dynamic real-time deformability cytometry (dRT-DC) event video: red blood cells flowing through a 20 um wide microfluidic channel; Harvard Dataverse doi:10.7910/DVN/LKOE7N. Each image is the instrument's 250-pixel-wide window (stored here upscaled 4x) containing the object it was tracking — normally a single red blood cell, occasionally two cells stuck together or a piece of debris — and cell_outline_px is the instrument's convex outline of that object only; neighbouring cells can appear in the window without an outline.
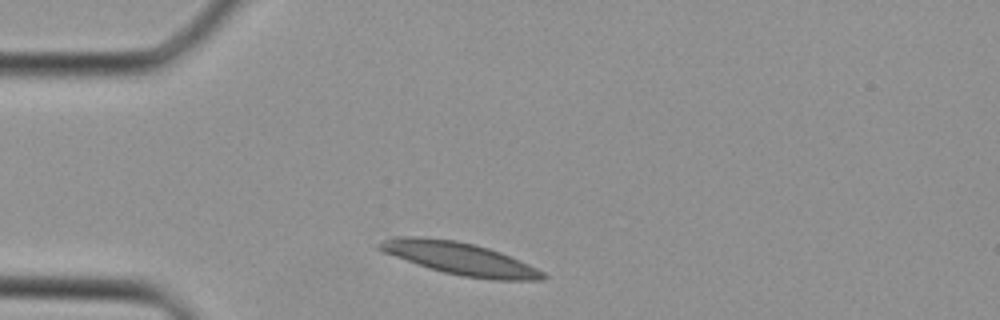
{"species": "Egyptian fruit bat (a non-hibernating species)", "species_latin": "Rousettus aegyptiacus", "temperature_condition": "cold", "stored_images_in_passage": 31, "camera_frame_rate_fps": 3000, "um_per_image_px": 0.085, "animal": {"sex": "female"}, "frame": {"image": 1, "passage_image": 1, "time_ms": 0.0, "image_size_px": [1000, 320], "cell_outline_px": [[548, 276], [544, 280], [492, 280], [460, 276], [444, 272], [380, 252], [376, 248], [384, 240], [392, 236], [416, 236], [456, 240], [488, 248], [500, 252], [520, 260], [544, 272]], "centroid_in_image_um": [39.08, 21.97], "position_along_channel_um": 45.9, "area_um2": 30.87}}
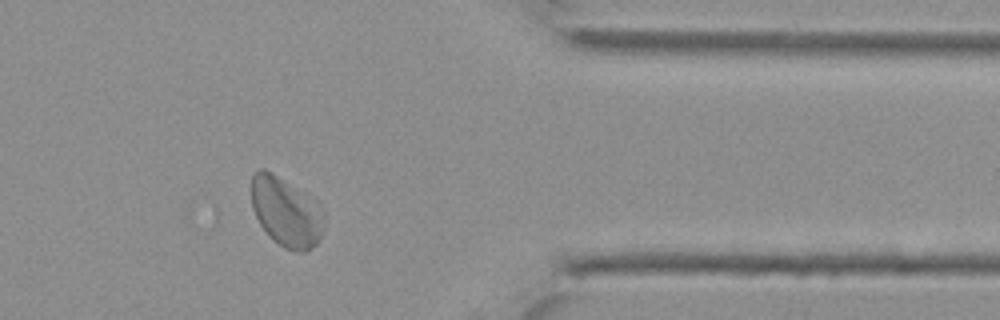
{"frame": {"image": 2, "passage_image": 24, "time_ms": 7.667, "image_size_px": [1000, 320], "cell_outline_px": [[324, 228], [316, 244], [304, 252], [300, 252], [284, 248], [260, 224], [252, 208], [252, 176], [260, 168], [264, 168], [272, 172], [324, 212]], "centroid_in_image_um": [24.28, 18.05], "position_along_channel_um": 387.1, "area_um2": 27.98}}
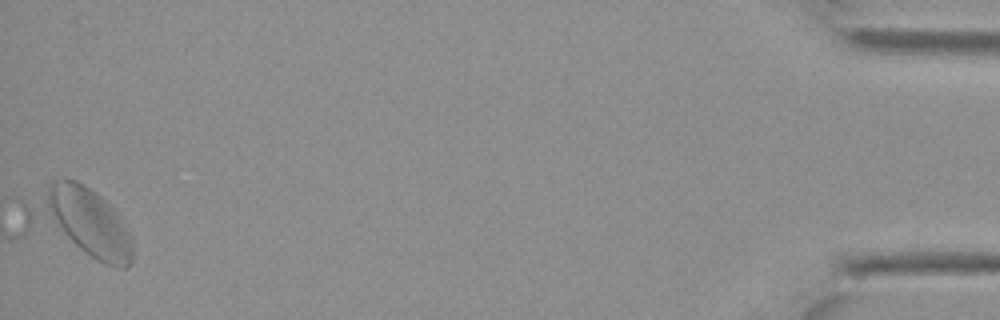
{"frame": {"image": 3, "passage_image": 31, "time_ms": 10.0, "image_size_px": [1000, 320], "cell_outline_px": [[132, 264], [128, 268], [116, 268], [104, 264], [96, 260], [80, 248], [64, 232], [44, 208], [48, 188], [56, 180], [64, 176], [76, 180], [84, 184], [96, 192], [104, 200], [120, 224], [132, 248]], "centroid_in_image_um": [7.53, 18.89], "position_along_channel_um": 427.7, "area_um2": 32.83}}